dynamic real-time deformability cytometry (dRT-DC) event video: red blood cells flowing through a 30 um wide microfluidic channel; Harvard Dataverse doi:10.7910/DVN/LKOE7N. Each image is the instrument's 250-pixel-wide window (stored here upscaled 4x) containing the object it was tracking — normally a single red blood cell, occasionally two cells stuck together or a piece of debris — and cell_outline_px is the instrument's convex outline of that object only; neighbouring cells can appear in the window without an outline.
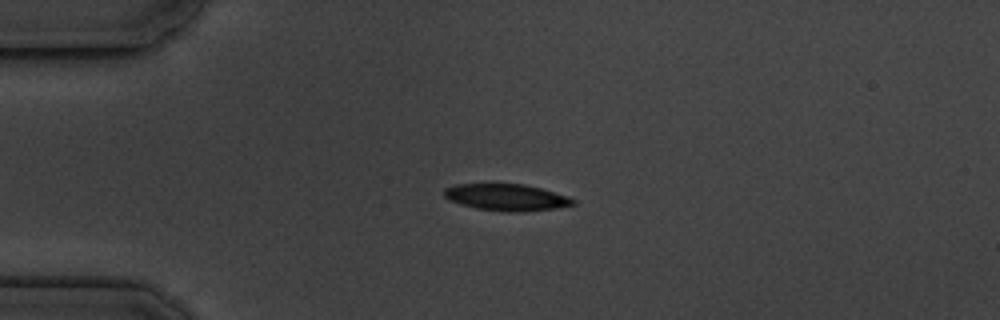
{"species": "common noctule bat (a hibernating species)", "species_latin": "Nyctalus noctula", "temperature_condition": "cold", "stored_images_in_passage": 4, "camera_frame_rate_fps": 3000, "um_per_image_px": 0.085, "animal": {"sex": "male", "body_mass_g": 19.5, "forearm_length_mm": 54.6}, "frame": {"image": 1, "passage_image": 3, "time_ms": 2.333, "image_size_px": [1000, 320], "cell_outline_px": [[576, 204], [556, 208], [516, 212], [508, 212], [476, 208], [460, 204], [448, 200], [444, 196], [444, 188], [456, 184], [524, 184], [540, 188], [568, 196], [576, 200]], "centroid_in_image_um": [43.04, 16.77], "position_along_channel_um": 42.0, "area_um2": 20.0}}